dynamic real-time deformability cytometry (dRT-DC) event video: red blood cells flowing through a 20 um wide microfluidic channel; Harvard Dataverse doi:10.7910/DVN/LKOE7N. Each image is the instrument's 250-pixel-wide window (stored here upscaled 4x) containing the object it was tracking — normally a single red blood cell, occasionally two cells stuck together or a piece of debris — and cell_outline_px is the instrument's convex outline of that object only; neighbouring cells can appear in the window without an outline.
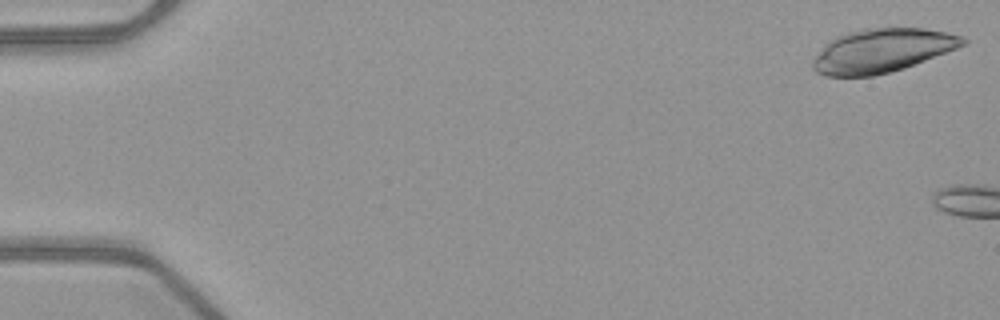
{"species": "common noctule bat (a hibernating species)", "species_latin": "Nyctalus noctula", "temperature_condition": "warm", "stored_images_in_passage": 4, "camera_frame_rate_fps": 3000, "um_per_image_px": 0.085, "animal": {"sex": "female", "body_mass_g": 21.9}, "frame": {"image": 1, "passage_image": 1, "time_ms": 0.0, "image_size_px": [1000, 320], "cell_outline_px": [[968, 44], [904, 68], [872, 76], [824, 76], [816, 72], [812, 68], [812, 60], [824, 44], [828, 40], [836, 36], [848, 32], [864, 28], [924, 28], [964, 36], [968, 40]], "centroid_in_image_um": [74.96, 4.3], "position_along_channel_um": 10.0, "area_um2": 38.38}}